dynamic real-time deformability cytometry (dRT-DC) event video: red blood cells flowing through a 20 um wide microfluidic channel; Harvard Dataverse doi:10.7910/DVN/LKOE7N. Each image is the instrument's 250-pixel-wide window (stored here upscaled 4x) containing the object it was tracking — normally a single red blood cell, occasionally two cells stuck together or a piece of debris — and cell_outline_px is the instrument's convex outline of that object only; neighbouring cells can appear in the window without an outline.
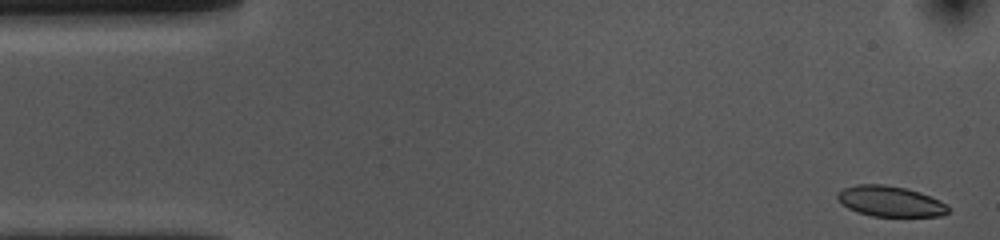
{"species": "common noctule bat (a hibernating species)", "species_latin": "Nyctalus noctula", "temperature_condition": "cold", "stored_images_in_passage": 53, "camera_frame_rate_fps": 3000, "um_per_image_px": 0.085, "animal": {"sex": "female", "body_mass_g": 10.0, "forearm_length_mm": 53.1}, "frame": {"image": 1, "passage_image": 1, "time_ms": 0.0, "image_size_px": [1000, 240], "cell_outline_px": [[948, 212], [940, 216], [872, 216], [856, 212], [848, 208], [836, 196], [836, 192], [844, 188], [856, 184], [884, 184], [904, 188], [920, 192], [940, 200], [948, 208]], "centroid_in_image_um": [75.64, 17.1], "position_along_channel_um": 9.4, "area_um2": 19.59}}
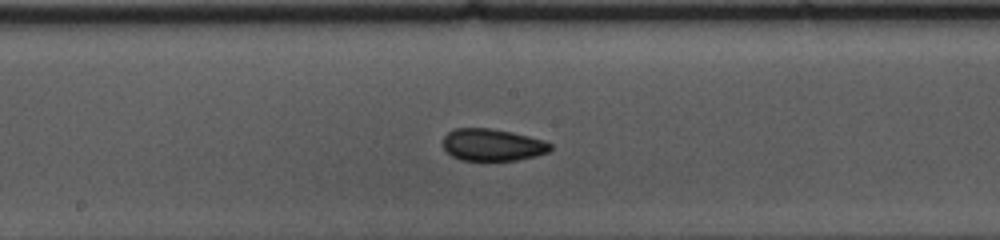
{"frame": {"image": 2, "passage_image": 26, "time_ms": 8.333, "image_size_px": [1000, 240], "cell_outline_px": [[552, 148], [548, 152], [536, 156], [516, 160], [460, 160], [452, 156], [444, 148], [444, 136], [448, 132], [456, 128], [492, 128], [512, 132], [528, 136], [552, 144]], "centroid_in_image_um": [41.85, 12.31], "position_along_channel_um": 206.3, "area_um2": 19.94}}
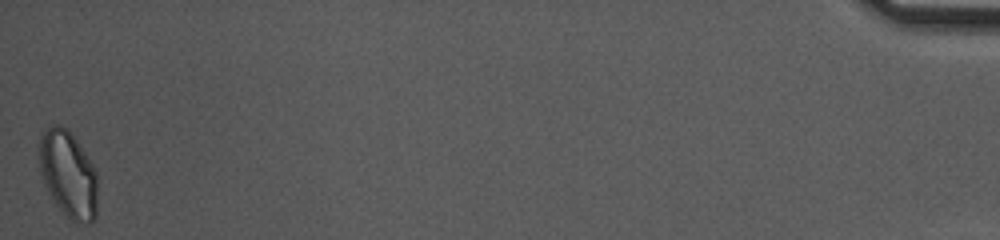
{"frame": {"image": 3, "passage_image": 53, "time_ms": 17.333, "image_size_px": [1000, 240], "cell_outline_px": [[96, 216], [88, 224], [76, 224], [68, 220], [56, 204], [48, 192], [44, 184], [40, 172], [36, 156], [36, 148], [40, 132], [48, 124], [60, 124], [68, 128], [92, 164], [96, 172]], "centroid_in_image_um": [5.72, 14.76], "position_along_channel_um": 429.5, "area_um2": 30.46}, "authors_computed_cell_mechanics": {"area_um2": 20.7502, "velocity_mm_per_s": 3.615, "shape_relaxation_time_tau1_ms": 4.1354, "shape_relaxation_time_tau2_ms": 2.4644, "deformation_change_tau1": 0.0952, "deformation_change_tau2": 0.0709}}